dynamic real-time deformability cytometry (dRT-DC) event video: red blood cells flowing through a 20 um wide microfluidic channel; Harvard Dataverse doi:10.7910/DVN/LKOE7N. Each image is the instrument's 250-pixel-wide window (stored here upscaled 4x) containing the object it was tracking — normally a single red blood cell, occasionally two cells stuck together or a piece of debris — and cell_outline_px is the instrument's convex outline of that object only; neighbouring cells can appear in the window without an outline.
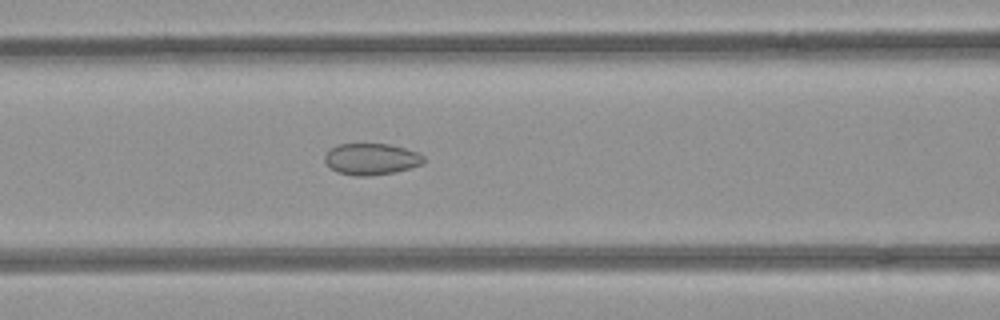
{"species": "common noctule bat (a hibernating species)", "species_latin": "Nyctalus noctula", "temperature_condition": "room temperature", "stored_images_in_passage": 51, "camera_frame_rate_fps": 3000, "um_per_image_px": 0.085, "animal": {"sex": "female", "body_mass_g": 21.9}, "frame": {"image": 1, "passage_image": 21, "time_ms": 6.667, "image_size_px": [1000, 320], "cell_outline_px": [[424, 160], [420, 164], [412, 168], [396, 172], [368, 176], [356, 176], [336, 172], [324, 160], [324, 156], [336, 144], [388, 144], [404, 148], [416, 152], [424, 156]], "centroid_in_image_um": [31.56, 13.53], "position_along_channel_um": 135.0, "area_um2": 18.03}}
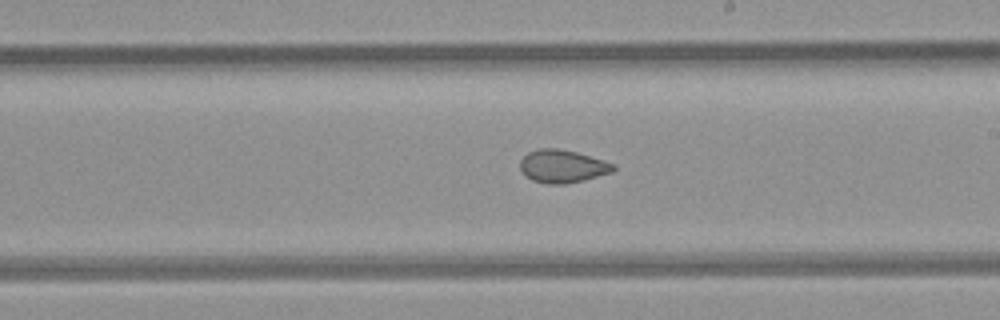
{"frame": {"image": 2, "passage_image": 29, "time_ms": 9.333, "image_size_px": [1000, 320], "cell_outline_px": [[616, 168], [612, 172], [564, 184], [548, 184], [532, 180], [524, 176], [520, 172], [520, 160], [528, 152], [540, 148], [560, 148], [576, 152], [604, 160], [616, 164]], "centroid_in_image_um": [47.77, 14.12], "position_along_channel_um": 241.2, "area_um2": 17.92}}
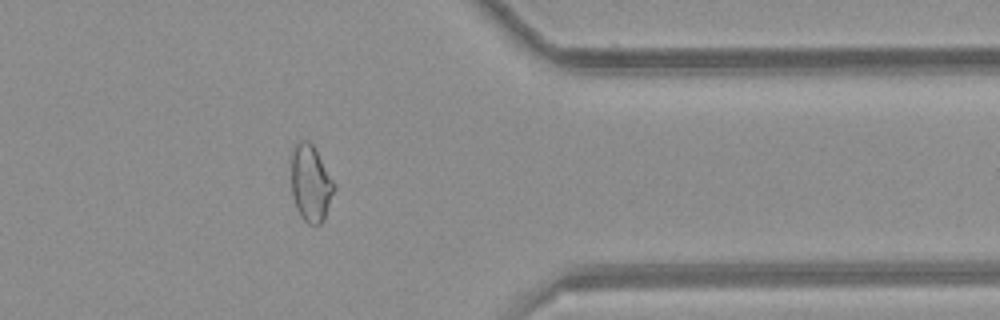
{"frame": {"image": 3, "passage_image": 41, "time_ms": 13.333, "image_size_px": [1000, 320], "cell_outline_px": [[336, 188], [324, 220], [320, 224], [308, 224], [300, 216], [296, 208], [292, 192], [292, 148], [300, 140], [308, 140], [312, 144], [336, 184]], "centroid_in_image_um": [26.43, 15.6], "position_along_channel_um": 385.0, "area_um2": 19.19}, "authors_computed_cell_mechanics": {"area_um2": 20.519, "velocity_mm_per_s": 3.9886, "shape_relaxation_time_tau1_ms": null, "shape_relaxation_time_tau2_ms": 1.5748, "deformation_change_tau1": null, "deformation_change_tau2": 0.0518}}